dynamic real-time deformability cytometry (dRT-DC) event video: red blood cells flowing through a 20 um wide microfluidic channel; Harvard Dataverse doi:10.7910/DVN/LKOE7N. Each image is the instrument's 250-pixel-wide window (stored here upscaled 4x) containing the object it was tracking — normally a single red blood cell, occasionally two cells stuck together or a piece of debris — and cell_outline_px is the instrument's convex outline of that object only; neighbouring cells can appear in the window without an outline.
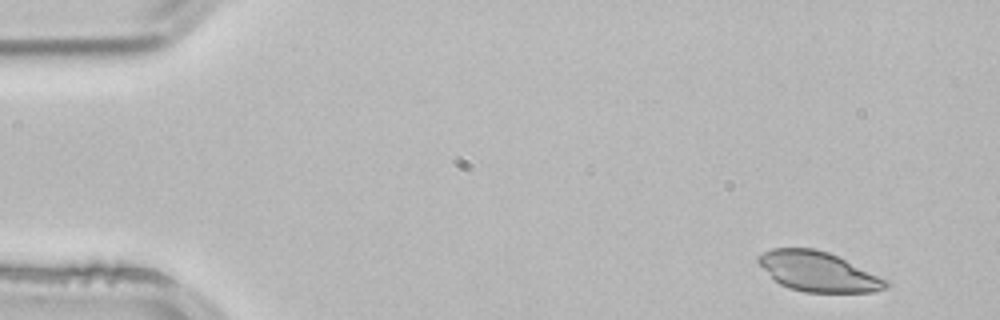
{"species": "common noctule bat (a hibernating species)", "species_latin": "Nyctalus noctula", "temperature_condition": "room temperature", "stored_images_in_passage": 3, "camera_frame_rate_fps": 3000, "um_per_image_px": 0.085, "animal": {"sex": "male", "body_mass_g": 21.5, "forearm_length_mm": 52.0}, "frame": {"image": 1, "passage_image": 1, "time_ms": 0.0, "image_size_px": [1000, 320], "cell_outline_px": [[892, 284], [884, 288], [872, 292], [804, 292], [788, 288], [780, 284], [756, 260], [756, 256], [772, 248], [816, 248], [828, 252], [888, 280]], "centroid_in_image_um": [69.55, 23.08], "position_along_channel_um": 15.5, "area_um2": 29.25}}